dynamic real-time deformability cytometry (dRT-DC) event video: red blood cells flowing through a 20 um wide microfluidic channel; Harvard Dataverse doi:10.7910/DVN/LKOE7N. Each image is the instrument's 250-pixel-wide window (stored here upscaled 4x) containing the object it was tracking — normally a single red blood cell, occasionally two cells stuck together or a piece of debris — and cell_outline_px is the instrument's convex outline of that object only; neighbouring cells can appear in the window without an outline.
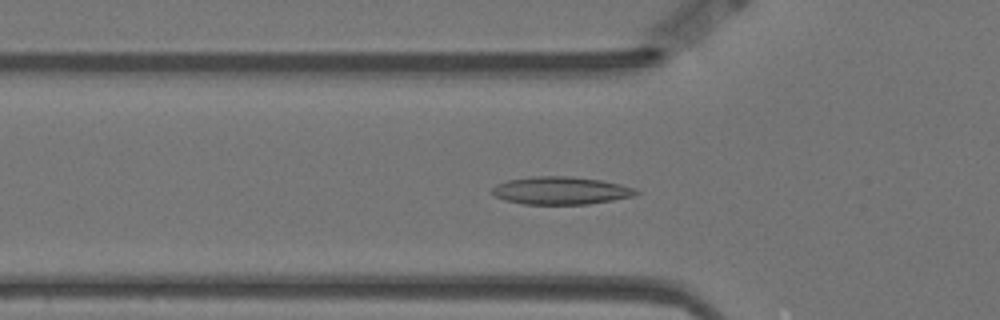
{"species": "Egyptian fruit bat (a non-hibernating species)", "species_latin": "Rousettus aegyptiacus", "temperature_condition": "warm", "stored_images_in_passage": 56, "camera_frame_rate_fps": 3000, "um_per_image_px": 0.085, "animal": {"sex": "female"}, "frame": {"image": 1, "passage_image": 17, "time_ms": 5.333, "image_size_px": [1000, 320], "cell_outline_px": [[640, 192], [632, 196], [612, 200], [588, 204], [524, 204], [504, 200], [496, 196], [492, 192], [492, 188], [496, 184], [508, 180], [532, 176], [572, 176], [600, 180], [620, 184], [636, 188]], "centroid_in_image_um": [47.66, 16.19], "position_along_channel_um": 78.1, "area_um2": 23.24}}
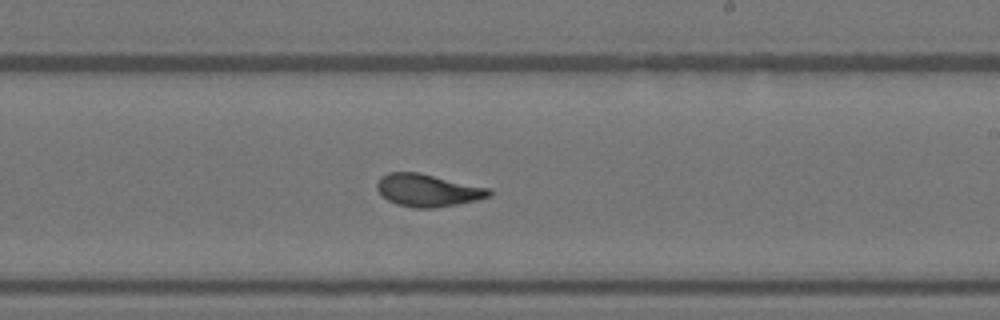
{"frame": {"image": 2, "passage_image": 32, "time_ms": 10.333, "image_size_px": [1000, 320], "cell_outline_px": [[492, 196], [476, 200], [456, 204], [432, 208], [416, 208], [396, 204], [388, 200], [376, 188], [376, 184], [380, 176], [388, 172], [420, 172], [492, 188]], "centroid_in_image_um": [36.39, 16.16], "position_along_channel_um": 252.6, "area_um2": 21.44}}
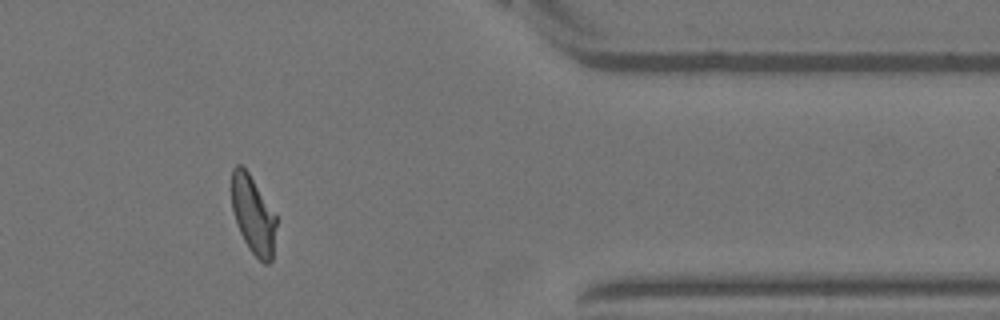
{"frame": {"image": 3, "passage_image": 46, "time_ms": 15.0, "image_size_px": [1000, 320], "cell_outline_px": [[276, 224], [272, 260], [268, 264], [264, 264], [248, 248], [236, 224], [232, 208], [232, 168], [236, 164], [240, 164], [248, 172], [276, 216]], "centroid_in_image_um": [21.5, 18.28], "position_along_channel_um": 389.9, "area_um2": 20.0}, "authors_computed_cell_mechanics": {"area_um2": 21.386, "velocity_mm_per_s": 3.4739, "shape_relaxation_time_tau1_ms": 10.9646, "shape_relaxation_time_tau2_ms": 1.1803, "deformation_change_tau1": 0.2652, "deformation_change_tau2": 0.0687}}